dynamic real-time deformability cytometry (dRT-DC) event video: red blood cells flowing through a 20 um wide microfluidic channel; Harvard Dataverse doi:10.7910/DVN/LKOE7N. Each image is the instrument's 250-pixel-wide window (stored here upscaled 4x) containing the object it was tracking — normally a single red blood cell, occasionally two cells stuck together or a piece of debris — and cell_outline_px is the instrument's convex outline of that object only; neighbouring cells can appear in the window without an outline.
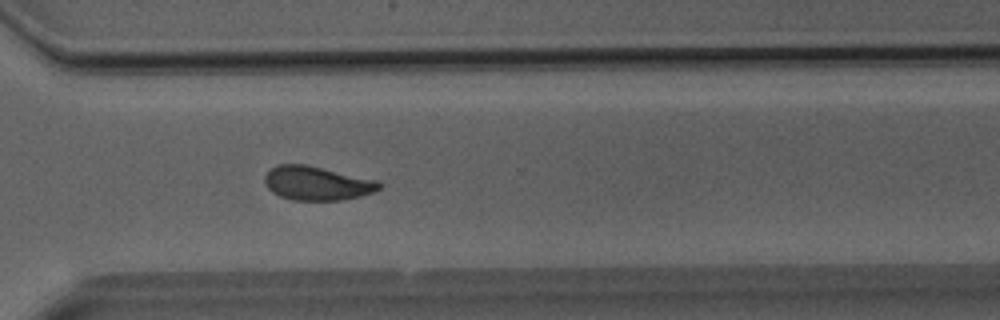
{"species": "Egyptian fruit bat (a non-hibernating species)", "species_latin": "Rousettus aegyptiacus", "temperature_condition": "room temperature", "stored_images_in_passage": 37, "camera_frame_rate_fps": 3000, "um_per_image_px": 0.085, "animal": {"sex": "male"}, "frame": {"image": 1, "passage_image": 27, "time_ms": 8.667, "image_size_px": [1000, 320], "cell_outline_px": [[384, 184], [380, 188], [372, 192], [360, 196], [340, 200], [292, 200], [280, 196], [272, 192], [268, 188], [264, 180], [264, 176], [272, 168], [280, 164], [308, 164], [380, 180]], "centroid_in_image_um": [26.98, 15.56], "position_along_channel_um": 343.6, "area_um2": 22.89}}
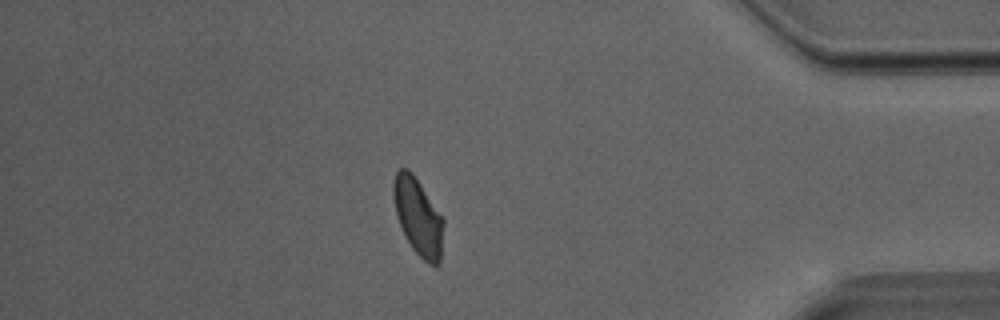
{"frame": {"image": 2, "passage_image": 32, "time_ms": 10.333, "image_size_px": [1000, 320], "cell_outline_px": [[444, 224], [440, 260], [436, 264], [428, 264], [412, 248], [404, 236], [396, 216], [392, 192], [392, 184], [396, 172], [400, 168], [408, 168], [412, 172], [444, 220]], "centroid_in_image_um": [35.51, 18.4], "position_along_channel_um": 399.7, "area_um2": 22.37}}
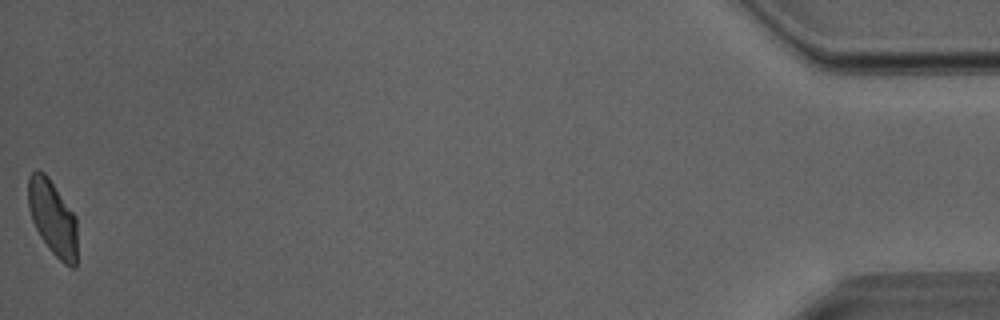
{"frame": {"image": 3, "passage_image": 37, "time_ms": 12.0, "image_size_px": [1000, 320], "cell_outline_px": [[76, 268], [72, 268], [64, 264], [48, 248], [40, 236], [32, 220], [28, 204], [28, 176], [36, 168], [44, 172], [48, 176], [76, 216]], "centroid_in_image_um": [4.47, 18.49], "position_along_channel_um": 430.7, "area_um2": 21.56}}